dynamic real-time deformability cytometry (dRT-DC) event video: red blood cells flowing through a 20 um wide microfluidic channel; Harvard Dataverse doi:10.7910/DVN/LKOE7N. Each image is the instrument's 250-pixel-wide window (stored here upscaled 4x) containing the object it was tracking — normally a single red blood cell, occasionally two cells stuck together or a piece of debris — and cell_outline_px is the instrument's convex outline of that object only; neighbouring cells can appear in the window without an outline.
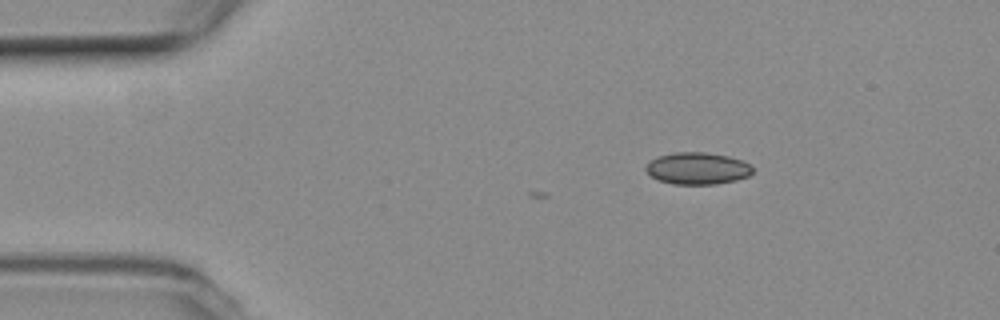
{"species": "common noctule bat (a hibernating species)", "species_latin": "Nyctalus noctula", "temperature_condition": "room temperature", "stored_images_in_passage": 6, "camera_frame_rate_fps": 3000, "um_per_image_px": 0.085, "animal": {"sex": "female", "body_mass_g": 19.3, "forearm_length_mm": 54.1}, "frame": {"image": 1, "passage_image": 6, "time_ms": 1.667, "image_size_px": [1000, 320], "cell_outline_px": [[752, 172], [748, 176], [736, 180], [716, 184], [672, 184], [660, 180], [652, 176], [644, 168], [652, 160], [660, 156], [672, 152], [704, 152], [728, 156], [752, 164]], "centroid_in_image_um": [59.31, 14.31], "position_along_channel_um": 25.7, "area_um2": 19.71}}